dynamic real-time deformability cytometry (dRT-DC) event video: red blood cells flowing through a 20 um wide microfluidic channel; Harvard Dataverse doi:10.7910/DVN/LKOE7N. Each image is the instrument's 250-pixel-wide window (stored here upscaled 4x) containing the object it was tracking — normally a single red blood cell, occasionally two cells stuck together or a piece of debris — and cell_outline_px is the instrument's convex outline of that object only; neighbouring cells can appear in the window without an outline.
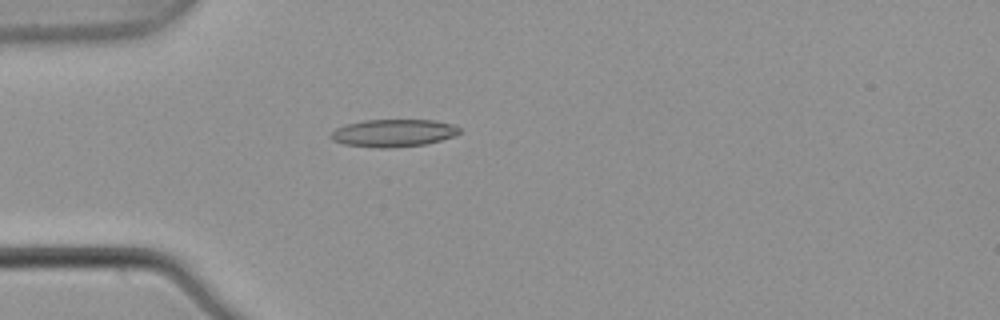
{"species": "common noctule bat (a hibernating species)", "species_latin": "Nyctalus noctula", "temperature_condition": "warm", "stored_images_in_passage": 5, "camera_frame_rate_fps": 3000, "um_per_image_px": 0.085, "animal": {"sex": "male", "body_mass_g": 21.5, "forearm_length_mm": 52.0}, "frame": {"image": 1, "passage_image": 5, "time_ms": 1.333, "image_size_px": [1000, 320], "cell_outline_px": [[460, 132], [452, 136], [440, 140], [424, 144], [392, 148], [376, 148], [344, 144], [332, 140], [328, 136], [336, 128], [348, 124], [364, 120], [436, 120], [452, 124], [460, 128]], "centroid_in_image_um": [33.41, 11.31], "position_along_channel_um": 51.6, "area_um2": 20.58}}